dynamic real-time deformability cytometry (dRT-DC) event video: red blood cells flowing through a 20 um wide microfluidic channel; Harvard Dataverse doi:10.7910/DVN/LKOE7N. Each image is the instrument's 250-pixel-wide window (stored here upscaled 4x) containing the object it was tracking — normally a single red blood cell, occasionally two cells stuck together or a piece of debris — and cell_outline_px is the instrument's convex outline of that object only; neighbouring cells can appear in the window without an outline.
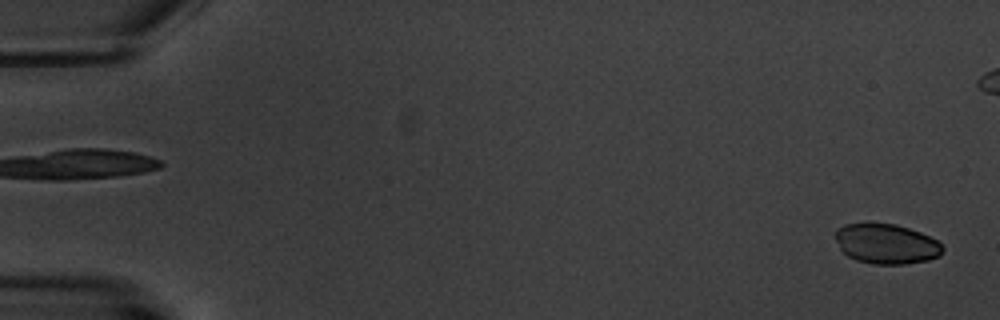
{"species": "common noctule bat (a hibernating species)", "species_latin": "Nyctalus noctula", "temperature_condition": "warm", "stored_images_in_passage": 6, "segment_of_instrument_passage": [2, 2], "camera_frame_rate_fps": 3000, "um_per_image_px": 0.085, "animal": {"sex": "male", "body_mass_g": 20.1, "forearm_length_mm": 53.5}, "frame": {"image": 1, "passage_image": 6, "time_ms": 6.333, "image_size_px": [1000, 320], "cell_outline_px": [[944, 252], [940, 256], [928, 260], [904, 264], [872, 264], [856, 260], [848, 256], [840, 248], [836, 240], [836, 228], [844, 224], [896, 224], [920, 232], [936, 240], [944, 248]], "centroid_in_image_um": [75.35, 20.74], "position_along_channel_um": 9.7, "area_um2": 24.85}}